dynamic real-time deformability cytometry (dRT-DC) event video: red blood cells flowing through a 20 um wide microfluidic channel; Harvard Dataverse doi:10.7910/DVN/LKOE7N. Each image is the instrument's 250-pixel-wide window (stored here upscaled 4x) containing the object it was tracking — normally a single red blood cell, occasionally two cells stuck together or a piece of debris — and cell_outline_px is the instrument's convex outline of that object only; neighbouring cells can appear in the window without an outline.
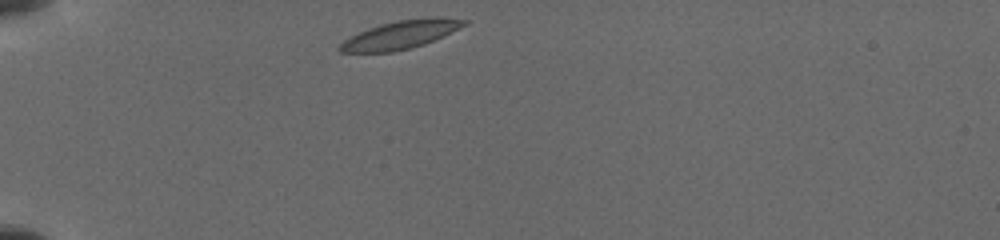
{"species": "common noctule bat (a hibernating species)", "species_latin": "Nyctalus noctula", "temperature_condition": "cold", "stored_images_in_passage": 28, "camera_frame_rate_fps": 3000, "um_per_image_px": 0.085, "animal": {"sex": "female", "body_mass_g": 19.5, "forearm_length_mm": 54.1}, "frame": {"image": 1, "passage_image": 1, "time_ms": 0.0, "image_size_px": [1000, 240], "cell_outline_px": [[468, 24], [444, 36], [424, 44], [392, 52], [340, 52], [336, 48], [344, 40], [368, 28], [380, 24], [396, 20], [432, 16], [444, 16], [468, 20]], "centroid_in_image_um": [34.11, 2.92], "position_along_channel_um": 50.9, "area_um2": 20.63}}
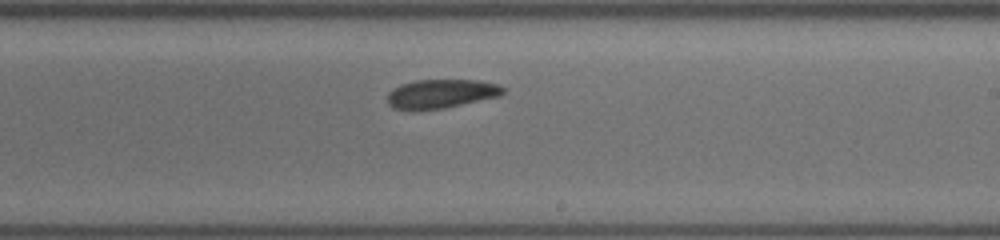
{"frame": {"image": 2, "passage_image": 16, "time_ms": 6.0, "image_size_px": [1000, 240], "cell_outline_px": [[504, 92], [500, 96], [444, 108], [412, 112], [392, 108], [388, 104], [388, 92], [392, 88], [400, 84], [416, 80], [476, 80], [500, 84], [504, 88]], "centroid_in_image_um": [37.44, 7.99], "position_along_channel_um": 251.6, "area_um2": 19.94}}
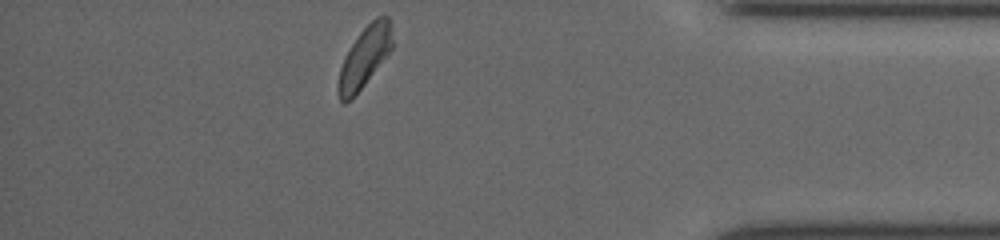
{"frame": {"image": 3, "passage_image": 28, "time_ms": 10.667, "image_size_px": [1000, 240], "cell_outline_px": [[392, 48], [352, 100], [344, 104], [340, 100], [336, 88], [340, 68], [344, 56], [360, 32], [376, 16], [388, 16], [392, 24]], "centroid_in_image_um": [30.96, 4.87], "position_along_channel_um": 404.2, "area_um2": 19.07}}